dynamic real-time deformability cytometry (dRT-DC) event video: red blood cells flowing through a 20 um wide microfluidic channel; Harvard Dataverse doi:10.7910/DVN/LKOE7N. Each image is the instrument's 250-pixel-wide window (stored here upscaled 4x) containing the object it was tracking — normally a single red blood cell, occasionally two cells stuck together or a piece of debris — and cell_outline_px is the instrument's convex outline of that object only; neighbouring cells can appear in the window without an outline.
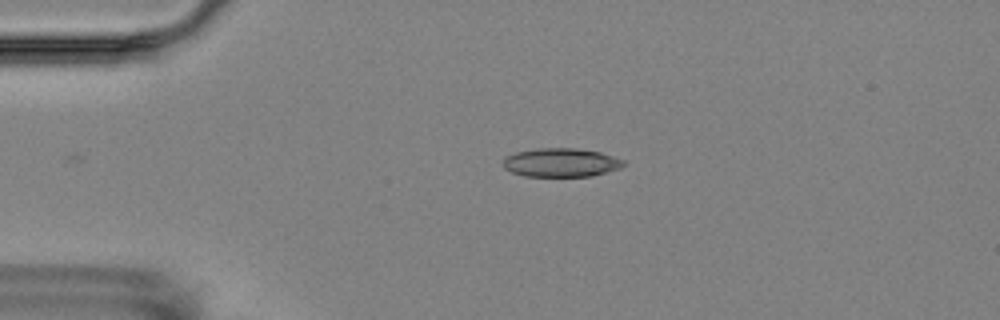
{"species": "Egyptian fruit bat (a non-hibernating species)", "species_latin": "Rousettus aegyptiacus", "temperature_condition": "room temperature", "stored_images_in_passage": 5, "camera_frame_rate_fps": 3000, "um_per_image_px": 0.085, "animal": {"sex": "female"}, "frame": {"image": 1, "passage_image": 4, "time_ms": 3.333, "image_size_px": [1000, 320], "cell_outline_px": [[624, 164], [620, 168], [592, 176], [524, 176], [512, 172], [504, 168], [500, 164], [504, 156], [516, 152], [536, 148], [576, 148], [600, 152], [624, 160]], "centroid_in_image_um": [47.62, 13.81], "position_along_channel_um": 37.4, "area_um2": 20.29}}